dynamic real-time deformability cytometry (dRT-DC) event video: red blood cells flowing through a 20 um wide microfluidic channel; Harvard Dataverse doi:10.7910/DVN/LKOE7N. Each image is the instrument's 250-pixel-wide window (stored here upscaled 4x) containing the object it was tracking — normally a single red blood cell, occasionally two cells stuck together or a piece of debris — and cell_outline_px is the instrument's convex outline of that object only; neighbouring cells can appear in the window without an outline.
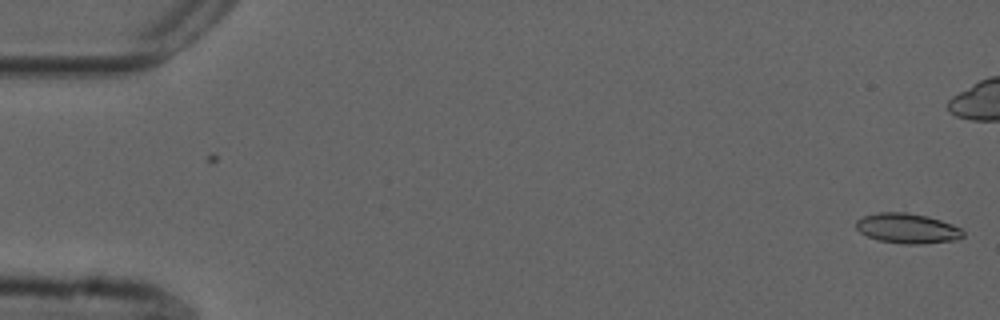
{"species": "common noctule bat (a hibernating species)", "species_latin": "Nyctalus noctula", "temperature_condition": "cold", "stored_images_in_passage": 17, "camera_frame_rate_fps": 3000, "um_per_image_px": 0.085, "animal": {"sex": "male", "forearm_length_mm": 52.5}, "frame": {"image": 1, "passage_image": 1, "time_ms": 0.0, "image_size_px": [1000, 320], "cell_outline_px": [[964, 236], [956, 240], [920, 244], [904, 244], [880, 240], [868, 236], [860, 232], [856, 228], [856, 220], [864, 216], [876, 212], [904, 212], [928, 216], [952, 224], [960, 228], [964, 232]], "centroid_in_image_um": [77.13, 19.4], "position_along_channel_um": 7.9, "area_um2": 18.67}}